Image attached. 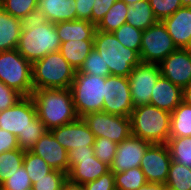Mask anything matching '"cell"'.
I'll use <instances>...</instances> for the list:
<instances>
[{"label":"cell","instance_id":"obj_1","mask_svg":"<svg viewBox=\"0 0 191 190\" xmlns=\"http://www.w3.org/2000/svg\"><path fill=\"white\" fill-rule=\"evenodd\" d=\"M31 97L37 116L47 130L66 125L78 118L70 88L34 90Z\"/></svg>","mask_w":191,"mask_h":190},{"label":"cell","instance_id":"obj_2","mask_svg":"<svg viewBox=\"0 0 191 190\" xmlns=\"http://www.w3.org/2000/svg\"><path fill=\"white\" fill-rule=\"evenodd\" d=\"M60 46L55 24L34 18L24 22L17 51L33 63L49 53L59 51Z\"/></svg>","mask_w":191,"mask_h":190},{"label":"cell","instance_id":"obj_3","mask_svg":"<svg viewBox=\"0 0 191 190\" xmlns=\"http://www.w3.org/2000/svg\"><path fill=\"white\" fill-rule=\"evenodd\" d=\"M131 135L151 144H166L170 138L171 113L146 104L130 114Z\"/></svg>","mask_w":191,"mask_h":190},{"label":"cell","instance_id":"obj_4","mask_svg":"<svg viewBox=\"0 0 191 190\" xmlns=\"http://www.w3.org/2000/svg\"><path fill=\"white\" fill-rule=\"evenodd\" d=\"M94 49L108 66L110 75L128 77L141 60L139 54L124 47L111 32L95 31Z\"/></svg>","mask_w":191,"mask_h":190},{"label":"cell","instance_id":"obj_5","mask_svg":"<svg viewBox=\"0 0 191 190\" xmlns=\"http://www.w3.org/2000/svg\"><path fill=\"white\" fill-rule=\"evenodd\" d=\"M75 72L59 51L49 53L32 63L33 88H70Z\"/></svg>","mask_w":191,"mask_h":190},{"label":"cell","instance_id":"obj_6","mask_svg":"<svg viewBox=\"0 0 191 190\" xmlns=\"http://www.w3.org/2000/svg\"><path fill=\"white\" fill-rule=\"evenodd\" d=\"M105 82L106 77L75 72L70 89L78 117L103 111Z\"/></svg>","mask_w":191,"mask_h":190},{"label":"cell","instance_id":"obj_7","mask_svg":"<svg viewBox=\"0 0 191 190\" xmlns=\"http://www.w3.org/2000/svg\"><path fill=\"white\" fill-rule=\"evenodd\" d=\"M0 81L22 96H31L34 91L32 63L26 60L17 49L1 51Z\"/></svg>","mask_w":191,"mask_h":190},{"label":"cell","instance_id":"obj_8","mask_svg":"<svg viewBox=\"0 0 191 190\" xmlns=\"http://www.w3.org/2000/svg\"><path fill=\"white\" fill-rule=\"evenodd\" d=\"M177 49L166 25L163 21H157L143 31L139 56L142 62L159 64Z\"/></svg>","mask_w":191,"mask_h":190},{"label":"cell","instance_id":"obj_9","mask_svg":"<svg viewBox=\"0 0 191 190\" xmlns=\"http://www.w3.org/2000/svg\"><path fill=\"white\" fill-rule=\"evenodd\" d=\"M82 119L96 138L105 137L119 144L131 135L130 117L99 111L87 114Z\"/></svg>","mask_w":191,"mask_h":190},{"label":"cell","instance_id":"obj_10","mask_svg":"<svg viewBox=\"0 0 191 190\" xmlns=\"http://www.w3.org/2000/svg\"><path fill=\"white\" fill-rule=\"evenodd\" d=\"M161 76L157 63L140 62L128 76L133 108L150 104L153 88Z\"/></svg>","mask_w":191,"mask_h":190},{"label":"cell","instance_id":"obj_11","mask_svg":"<svg viewBox=\"0 0 191 190\" xmlns=\"http://www.w3.org/2000/svg\"><path fill=\"white\" fill-rule=\"evenodd\" d=\"M133 109L128 77L116 75L106 77L103 111L130 117Z\"/></svg>","mask_w":191,"mask_h":190},{"label":"cell","instance_id":"obj_12","mask_svg":"<svg viewBox=\"0 0 191 190\" xmlns=\"http://www.w3.org/2000/svg\"><path fill=\"white\" fill-rule=\"evenodd\" d=\"M37 116L35 103L31 96H23L10 108L0 112V128L13 135L23 136Z\"/></svg>","mask_w":191,"mask_h":190},{"label":"cell","instance_id":"obj_13","mask_svg":"<svg viewBox=\"0 0 191 190\" xmlns=\"http://www.w3.org/2000/svg\"><path fill=\"white\" fill-rule=\"evenodd\" d=\"M171 156L166 144H151L140 163L147 183L165 185L171 165Z\"/></svg>","mask_w":191,"mask_h":190},{"label":"cell","instance_id":"obj_14","mask_svg":"<svg viewBox=\"0 0 191 190\" xmlns=\"http://www.w3.org/2000/svg\"><path fill=\"white\" fill-rule=\"evenodd\" d=\"M161 76L182 89L191 84V50L178 48L159 63Z\"/></svg>","mask_w":191,"mask_h":190},{"label":"cell","instance_id":"obj_15","mask_svg":"<svg viewBox=\"0 0 191 190\" xmlns=\"http://www.w3.org/2000/svg\"><path fill=\"white\" fill-rule=\"evenodd\" d=\"M56 141L68 152L74 148L86 149L93 146L95 135L85 121L78 117L75 121L50 130Z\"/></svg>","mask_w":191,"mask_h":190},{"label":"cell","instance_id":"obj_16","mask_svg":"<svg viewBox=\"0 0 191 190\" xmlns=\"http://www.w3.org/2000/svg\"><path fill=\"white\" fill-rule=\"evenodd\" d=\"M151 143L144 139L130 135L117 145V150L110 170L123 172L131 168L140 167L141 159Z\"/></svg>","mask_w":191,"mask_h":190},{"label":"cell","instance_id":"obj_17","mask_svg":"<svg viewBox=\"0 0 191 190\" xmlns=\"http://www.w3.org/2000/svg\"><path fill=\"white\" fill-rule=\"evenodd\" d=\"M30 151L42 157L52 169L66 174L69 172L68 151L56 141L50 130L46 131Z\"/></svg>","mask_w":191,"mask_h":190},{"label":"cell","instance_id":"obj_18","mask_svg":"<svg viewBox=\"0 0 191 190\" xmlns=\"http://www.w3.org/2000/svg\"><path fill=\"white\" fill-rule=\"evenodd\" d=\"M169 35L177 48L189 49L191 46V7H181L163 20Z\"/></svg>","mask_w":191,"mask_h":190},{"label":"cell","instance_id":"obj_19","mask_svg":"<svg viewBox=\"0 0 191 190\" xmlns=\"http://www.w3.org/2000/svg\"><path fill=\"white\" fill-rule=\"evenodd\" d=\"M67 178L75 183H85L98 179L110 171V167L94 156L85 159H68Z\"/></svg>","mask_w":191,"mask_h":190},{"label":"cell","instance_id":"obj_20","mask_svg":"<svg viewBox=\"0 0 191 190\" xmlns=\"http://www.w3.org/2000/svg\"><path fill=\"white\" fill-rule=\"evenodd\" d=\"M183 89L160 76L153 88L150 104L172 113L182 102Z\"/></svg>","mask_w":191,"mask_h":190},{"label":"cell","instance_id":"obj_21","mask_svg":"<svg viewBox=\"0 0 191 190\" xmlns=\"http://www.w3.org/2000/svg\"><path fill=\"white\" fill-rule=\"evenodd\" d=\"M37 18L58 23L76 20L75 0H38Z\"/></svg>","mask_w":191,"mask_h":190},{"label":"cell","instance_id":"obj_22","mask_svg":"<svg viewBox=\"0 0 191 190\" xmlns=\"http://www.w3.org/2000/svg\"><path fill=\"white\" fill-rule=\"evenodd\" d=\"M61 43L71 40H94L96 25L88 20L63 21L55 23Z\"/></svg>","mask_w":191,"mask_h":190},{"label":"cell","instance_id":"obj_23","mask_svg":"<svg viewBox=\"0 0 191 190\" xmlns=\"http://www.w3.org/2000/svg\"><path fill=\"white\" fill-rule=\"evenodd\" d=\"M24 21L0 7V52L17 49Z\"/></svg>","mask_w":191,"mask_h":190},{"label":"cell","instance_id":"obj_24","mask_svg":"<svg viewBox=\"0 0 191 190\" xmlns=\"http://www.w3.org/2000/svg\"><path fill=\"white\" fill-rule=\"evenodd\" d=\"M93 49L94 40H71L61 43L59 52L72 68L78 71Z\"/></svg>","mask_w":191,"mask_h":190},{"label":"cell","instance_id":"obj_25","mask_svg":"<svg viewBox=\"0 0 191 190\" xmlns=\"http://www.w3.org/2000/svg\"><path fill=\"white\" fill-rule=\"evenodd\" d=\"M157 21L149 0L137 1L128 8L126 22L137 29L144 31Z\"/></svg>","mask_w":191,"mask_h":190},{"label":"cell","instance_id":"obj_26","mask_svg":"<svg viewBox=\"0 0 191 190\" xmlns=\"http://www.w3.org/2000/svg\"><path fill=\"white\" fill-rule=\"evenodd\" d=\"M191 137V106L181 102L171 113L170 138Z\"/></svg>","mask_w":191,"mask_h":190},{"label":"cell","instance_id":"obj_27","mask_svg":"<svg viewBox=\"0 0 191 190\" xmlns=\"http://www.w3.org/2000/svg\"><path fill=\"white\" fill-rule=\"evenodd\" d=\"M128 8L124 1L117 0L96 25V30L113 33L126 23Z\"/></svg>","mask_w":191,"mask_h":190},{"label":"cell","instance_id":"obj_28","mask_svg":"<svg viewBox=\"0 0 191 190\" xmlns=\"http://www.w3.org/2000/svg\"><path fill=\"white\" fill-rule=\"evenodd\" d=\"M37 3L38 0H0V7L25 22L37 18Z\"/></svg>","mask_w":191,"mask_h":190},{"label":"cell","instance_id":"obj_29","mask_svg":"<svg viewBox=\"0 0 191 190\" xmlns=\"http://www.w3.org/2000/svg\"><path fill=\"white\" fill-rule=\"evenodd\" d=\"M165 187L170 190H191V168L171 161Z\"/></svg>","mask_w":191,"mask_h":190},{"label":"cell","instance_id":"obj_30","mask_svg":"<svg viewBox=\"0 0 191 190\" xmlns=\"http://www.w3.org/2000/svg\"><path fill=\"white\" fill-rule=\"evenodd\" d=\"M166 145L172 161L191 168V137L169 138Z\"/></svg>","mask_w":191,"mask_h":190},{"label":"cell","instance_id":"obj_31","mask_svg":"<svg viewBox=\"0 0 191 190\" xmlns=\"http://www.w3.org/2000/svg\"><path fill=\"white\" fill-rule=\"evenodd\" d=\"M114 182L116 190H137L147 183L140 167L114 172Z\"/></svg>","mask_w":191,"mask_h":190},{"label":"cell","instance_id":"obj_32","mask_svg":"<svg viewBox=\"0 0 191 190\" xmlns=\"http://www.w3.org/2000/svg\"><path fill=\"white\" fill-rule=\"evenodd\" d=\"M23 166L27 171L32 184L54 170L42 157L36 155L30 150L24 152Z\"/></svg>","mask_w":191,"mask_h":190},{"label":"cell","instance_id":"obj_33","mask_svg":"<svg viewBox=\"0 0 191 190\" xmlns=\"http://www.w3.org/2000/svg\"><path fill=\"white\" fill-rule=\"evenodd\" d=\"M24 152L19 148L0 154V185L23 165Z\"/></svg>","mask_w":191,"mask_h":190},{"label":"cell","instance_id":"obj_34","mask_svg":"<svg viewBox=\"0 0 191 190\" xmlns=\"http://www.w3.org/2000/svg\"><path fill=\"white\" fill-rule=\"evenodd\" d=\"M142 33V30L131 26L127 22L113 32L124 47L135 50L138 54H140Z\"/></svg>","mask_w":191,"mask_h":190},{"label":"cell","instance_id":"obj_35","mask_svg":"<svg viewBox=\"0 0 191 190\" xmlns=\"http://www.w3.org/2000/svg\"><path fill=\"white\" fill-rule=\"evenodd\" d=\"M30 125L23 133V136H17L18 146L24 151L31 150L37 141L48 131L38 116L31 121Z\"/></svg>","mask_w":191,"mask_h":190},{"label":"cell","instance_id":"obj_36","mask_svg":"<svg viewBox=\"0 0 191 190\" xmlns=\"http://www.w3.org/2000/svg\"><path fill=\"white\" fill-rule=\"evenodd\" d=\"M77 72L101 77L110 76L108 66H105L102 57L95 49L90 52Z\"/></svg>","mask_w":191,"mask_h":190},{"label":"cell","instance_id":"obj_37","mask_svg":"<svg viewBox=\"0 0 191 190\" xmlns=\"http://www.w3.org/2000/svg\"><path fill=\"white\" fill-rule=\"evenodd\" d=\"M117 145L105 137H98L92 148L95 157L110 167L116 154Z\"/></svg>","mask_w":191,"mask_h":190},{"label":"cell","instance_id":"obj_38","mask_svg":"<svg viewBox=\"0 0 191 190\" xmlns=\"http://www.w3.org/2000/svg\"><path fill=\"white\" fill-rule=\"evenodd\" d=\"M154 16L158 21L170 17L183 7V0H149Z\"/></svg>","mask_w":191,"mask_h":190},{"label":"cell","instance_id":"obj_39","mask_svg":"<svg viewBox=\"0 0 191 190\" xmlns=\"http://www.w3.org/2000/svg\"><path fill=\"white\" fill-rule=\"evenodd\" d=\"M67 179V174L53 170L42 179L32 184V190H61L63 182Z\"/></svg>","mask_w":191,"mask_h":190},{"label":"cell","instance_id":"obj_40","mask_svg":"<svg viewBox=\"0 0 191 190\" xmlns=\"http://www.w3.org/2000/svg\"><path fill=\"white\" fill-rule=\"evenodd\" d=\"M27 187H32V182L22 165L0 185V190H24Z\"/></svg>","mask_w":191,"mask_h":190},{"label":"cell","instance_id":"obj_41","mask_svg":"<svg viewBox=\"0 0 191 190\" xmlns=\"http://www.w3.org/2000/svg\"><path fill=\"white\" fill-rule=\"evenodd\" d=\"M23 96L0 81V112L10 108Z\"/></svg>","mask_w":191,"mask_h":190},{"label":"cell","instance_id":"obj_42","mask_svg":"<svg viewBox=\"0 0 191 190\" xmlns=\"http://www.w3.org/2000/svg\"><path fill=\"white\" fill-rule=\"evenodd\" d=\"M86 190H116L114 182V172L109 171L104 175H101L98 179L85 183Z\"/></svg>","mask_w":191,"mask_h":190},{"label":"cell","instance_id":"obj_43","mask_svg":"<svg viewBox=\"0 0 191 190\" xmlns=\"http://www.w3.org/2000/svg\"><path fill=\"white\" fill-rule=\"evenodd\" d=\"M116 1L95 0L91 13V23L97 25Z\"/></svg>","mask_w":191,"mask_h":190},{"label":"cell","instance_id":"obj_44","mask_svg":"<svg viewBox=\"0 0 191 190\" xmlns=\"http://www.w3.org/2000/svg\"><path fill=\"white\" fill-rule=\"evenodd\" d=\"M95 0H75L76 20H88L91 22V13Z\"/></svg>","mask_w":191,"mask_h":190},{"label":"cell","instance_id":"obj_45","mask_svg":"<svg viewBox=\"0 0 191 190\" xmlns=\"http://www.w3.org/2000/svg\"><path fill=\"white\" fill-rule=\"evenodd\" d=\"M16 149H19L17 137L0 128V154Z\"/></svg>","mask_w":191,"mask_h":190},{"label":"cell","instance_id":"obj_46","mask_svg":"<svg viewBox=\"0 0 191 190\" xmlns=\"http://www.w3.org/2000/svg\"><path fill=\"white\" fill-rule=\"evenodd\" d=\"M94 156L92 146H88L86 149L74 148L68 152V159H85Z\"/></svg>","mask_w":191,"mask_h":190},{"label":"cell","instance_id":"obj_47","mask_svg":"<svg viewBox=\"0 0 191 190\" xmlns=\"http://www.w3.org/2000/svg\"><path fill=\"white\" fill-rule=\"evenodd\" d=\"M61 190H86L84 185L70 181L68 178L63 182Z\"/></svg>","mask_w":191,"mask_h":190},{"label":"cell","instance_id":"obj_48","mask_svg":"<svg viewBox=\"0 0 191 190\" xmlns=\"http://www.w3.org/2000/svg\"><path fill=\"white\" fill-rule=\"evenodd\" d=\"M165 185L161 183H146L137 190H165Z\"/></svg>","mask_w":191,"mask_h":190},{"label":"cell","instance_id":"obj_49","mask_svg":"<svg viewBox=\"0 0 191 190\" xmlns=\"http://www.w3.org/2000/svg\"><path fill=\"white\" fill-rule=\"evenodd\" d=\"M182 102L191 106V84L183 88Z\"/></svg>","mask_w":191,"mask_h":190},{"label":"cell","instance_id":"obj_50","mask_svg":"<svg viewBox=\"0 0 191 190\" xmlns=\"http://www.w3.org/2000/svg\"><path fill=\"white\" fill-rule=\"evenodd\" d=\"M124 1L128 6H131L132 4L136 3L137 1H143V0H121Z\"/></svg>","mask_w":191,"mask_h":190},{"label":"cell","instance_id":"obj_51","mask_svg":"<svg viewBox=\"0 0 191 190\" xmlns=\"http://www.w3.org/2000/svg\"><path fill=\"white\" fill-rule=\"evenodd\" d=\"M183 5L185 7H191V0H183Z\"/></svg>","mask_w":191,"mask_h":190},{"label":"cell","instance_id":"obj_52","mask_svg":"<svg viewBox=\"0 0 191 190\" xmlns=\"http://www.w3.org/2000/svg\"><path fill=\"white\" fill-rule=\"evenodd\" d=\"M24 190H32V187H27Z\"/></svg>","mask_w":191,"mask_h":190}]
</instances>
